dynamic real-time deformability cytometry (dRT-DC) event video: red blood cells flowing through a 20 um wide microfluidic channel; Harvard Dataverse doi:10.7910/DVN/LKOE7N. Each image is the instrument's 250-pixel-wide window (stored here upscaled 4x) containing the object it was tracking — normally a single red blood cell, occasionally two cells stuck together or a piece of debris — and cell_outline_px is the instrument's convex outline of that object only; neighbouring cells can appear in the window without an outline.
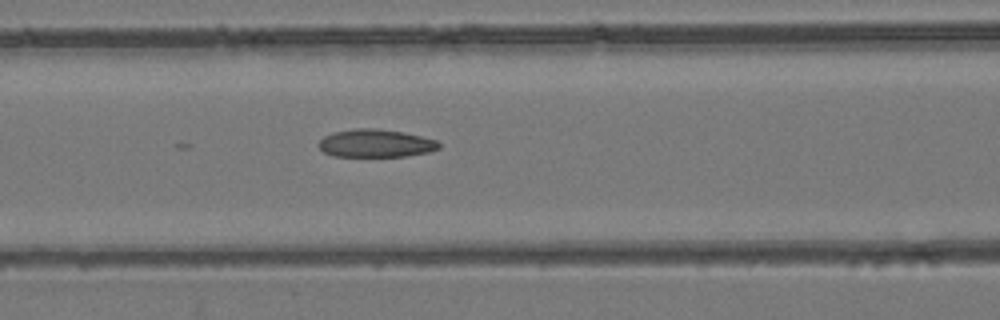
{"species": "common noctule bat (a hibernating species)", "species_latin": "Nyctalus noctula", "temperature_condition": "room temperature", "stored_images_in_passage": 23, "camera_frame_rate_fps": 3000, "um_per_image_px": 0.085, "animal": {"sex": "female", "body_mass_g": 24.6, "forearm_length_mm": 56.2}, "frame": {"image": 1, "passage_image": 23, "time_ms": 7.333, "image_size_px": [1000, 320], "cell_outline_px": [[440, 148], [428, 152], [408, 156], [332, 156], [324, 152], [320, 148], [320, 140], [324, 136], [332, 132], [356, 128], [372, 128], [404, 132], [436, 140], [440, 144]], "centroid_in_image_um": [31.93, 12.18], "position_along_channel_um": 134.7, "area_um2": 19.48}}